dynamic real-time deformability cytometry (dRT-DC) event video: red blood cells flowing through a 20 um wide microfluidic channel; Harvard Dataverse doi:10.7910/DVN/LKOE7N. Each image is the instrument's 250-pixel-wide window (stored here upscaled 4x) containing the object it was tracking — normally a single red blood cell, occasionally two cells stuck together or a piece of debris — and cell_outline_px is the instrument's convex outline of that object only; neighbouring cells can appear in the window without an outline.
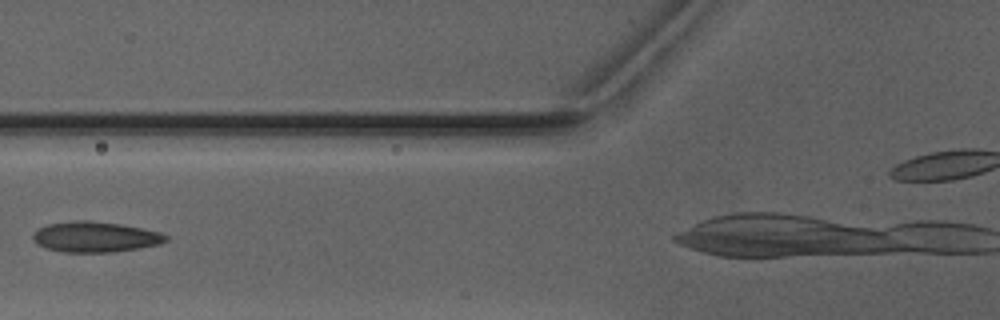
{"species": "Egyptian fruit bat (a non-hibernating species)", "species_latin": "Rousettus aegyptiacus", "temperature_condition": "warm", "stored_images_in_passage": 3, "camera_frame_rate_fps": 3000, "um_per_image_px": 0.085, "animal": {"sex": "male"}, "frame": {"image": 1, "passage_image": 2, "time_ms": 1.0, "image_size_px": [1000, 320], "cell_outline_px": [[168, 240], [160, 244], [140, 248], [112, 252], [64, 252], [48, 248], [36, 244], [32, 240], [32, 236], [40, 228], [48, 224], [76, 220], [88, 220], [120, 224], [160, 232], [168, 236]], "centroid_in_image_um": [8.11, 20.14], "position_along_channel_um": 117.7, "area_um2": 23.52}}